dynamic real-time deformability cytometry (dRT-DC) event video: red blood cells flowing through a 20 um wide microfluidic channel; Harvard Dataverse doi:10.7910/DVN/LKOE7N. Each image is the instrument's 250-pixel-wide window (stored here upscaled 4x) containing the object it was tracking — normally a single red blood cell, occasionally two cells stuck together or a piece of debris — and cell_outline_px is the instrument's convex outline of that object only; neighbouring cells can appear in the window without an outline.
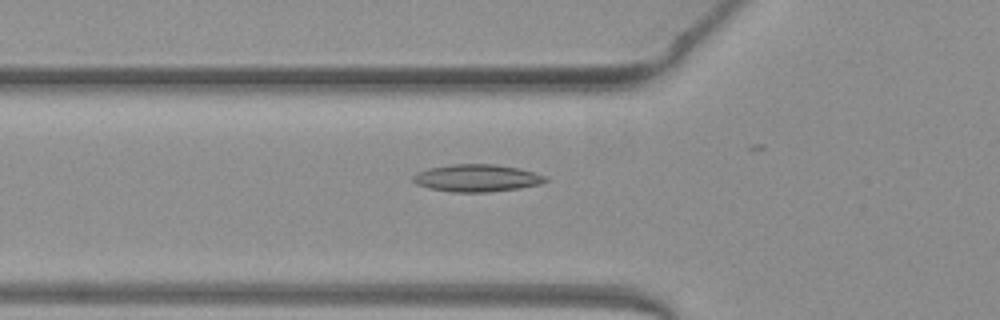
{"species": "common noctule bat (a hibernating species)", "species_latin": "Nyctalus noctula", "temperature_condition": "warm", "stored_images_in_passage": 27, "camera_frame_rate_fps": 3000, "um_per_image_px": 0.085, "animal": {"sex": "female", "body_mass_g": 19.3, "forearm_length_mm": 54.1}, "frame": {"image": 1, "passage_image": 5, "time_ms": 1.333, "image_size_px": [1000, 320], "cell_outline_px": [[548, 180], [540, 184], [520, 188], [488, 192], [452, 192], [428, 188], [416, 184], [412, 180], [412, 176], [416, 172], [428, 168], [452, 164], [496, 164], [520, 168], [544, 176]], "centroid_in_image_um": [40.49, 15.13], "position_along_channel_um": 85.3, "area_um2": 21.15}}
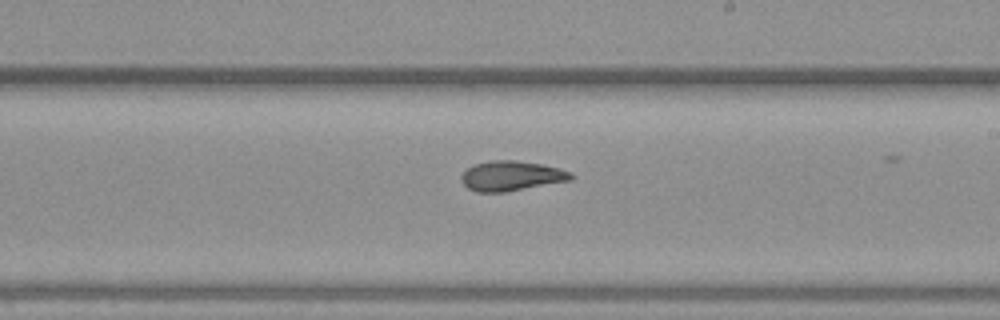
{"frame": {"image": 2, "passage_image": 17, "time_ms": 5.333, "image_size_px": [1000, 320], "cell_outline_px": [[572, 180], [504, 192], [476, 192], [468, 188], [460, 180], [460, 176], [468, 168], [476, 164], [492, 160], [516, 160], [540, 164], [560, 168], [572, 172]], "centroid_in_image_um": [43.46, 14.95], "position_along_channel_um": 245.5, "area_um2": 19.02}}
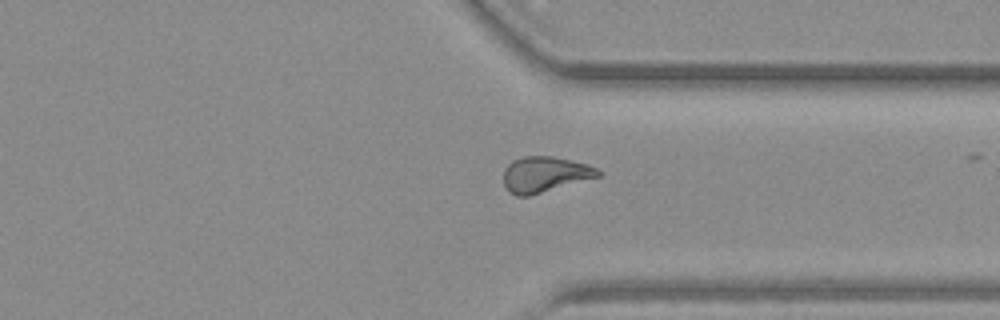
{"frame": {"image": 3, "passage_image": 26, "time_ms": 8.333, "image_size_px": [1000, 320], "cell_outline_px": [[600, 176], [528, 196], [516, 196], [508, 192], [504, 184], [504, 168], [512, 160], [524, 156], [552, 156], [588, 164], [596, 168], [600, 172]], "centroid_in_image_um": [46.27, 14.82], "position_along_channel_um": 365.1, "area_um2": 19.54}}